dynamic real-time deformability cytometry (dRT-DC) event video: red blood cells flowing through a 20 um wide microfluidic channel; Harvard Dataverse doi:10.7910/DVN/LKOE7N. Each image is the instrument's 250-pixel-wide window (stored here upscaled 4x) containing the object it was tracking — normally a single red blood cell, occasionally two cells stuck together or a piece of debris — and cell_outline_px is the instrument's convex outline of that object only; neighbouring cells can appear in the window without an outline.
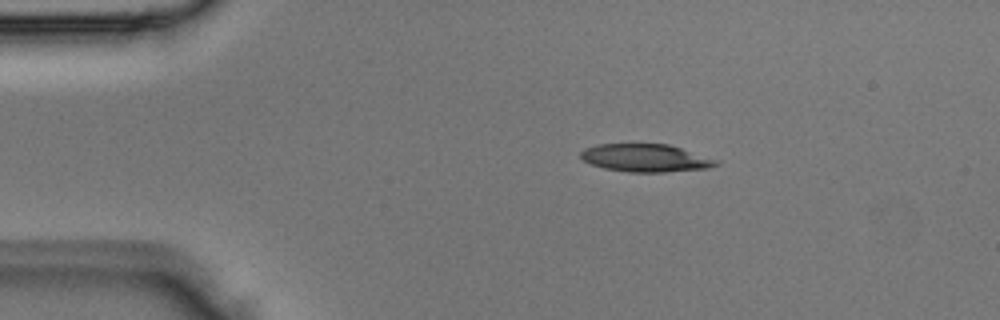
{"species": "Egyptian fruit bat (a non-hibernating species)", "species_latin": "Rousettus aegyptiacus", "temperature_condition": "room temperature", "stored_images_in_passage": 2, "camera_frame_rate_fps": 3000, "um_per_image_px": 0.085, "animal": {"sex": "male"}, "frame": {"image": 1, "passage_image": 1, "time_ms": 0.0, "image_size_px": [1000, 320], "cell_outline_px": [[720, 164], [708, 168], [664, 172], [628, 172], [604, 168], [592, 164], [584, 160], [580, 156], [580, 152], [584, 148], [596, 144], [668, 144], [720, 160]], "centroid_in_image_um": [54.89, 13.42], "position_along_channel_um": 30.1, "area_um2": 21.96}}